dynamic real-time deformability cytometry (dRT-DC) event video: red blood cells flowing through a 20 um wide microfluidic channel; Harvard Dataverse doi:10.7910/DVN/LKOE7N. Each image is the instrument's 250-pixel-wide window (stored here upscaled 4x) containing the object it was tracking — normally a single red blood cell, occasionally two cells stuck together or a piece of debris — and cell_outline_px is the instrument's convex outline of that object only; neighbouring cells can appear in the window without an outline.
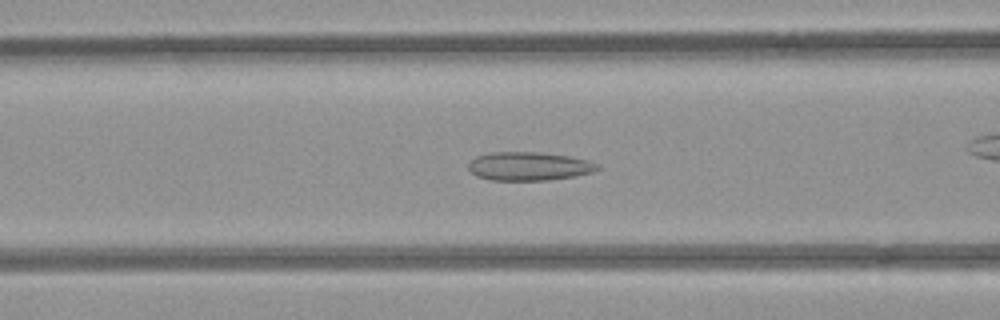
{"species": "common noctule bat (a hibernating species)", "species_latin": "Nyctalus noctula", "temperature_condition": "room temperature", "stored_images_in_passage": 50, "camera_frame_rate_fps": 3000, "um_per_image_px": 0.085, "animal": {"sex": "female", "body_mass_g": 21.9}, "frame": {"image": 1, "passage_image": 17, "time_ms": 5.333, "image_size_px": [1000, 320], "cell_outline_px": [[600, 168], [592, 172], [572, 176], [548, 180], [492, 180], [476, 176], [468, 168], [468, 164], [476, 156], [492, 152], [540, 152], [568, 156], [588, 160], [600, 164]], "centroid_in_image_um": [44.96, 14.12], "position_along_channel_um": 121.6, "area_um2": 21.39}}
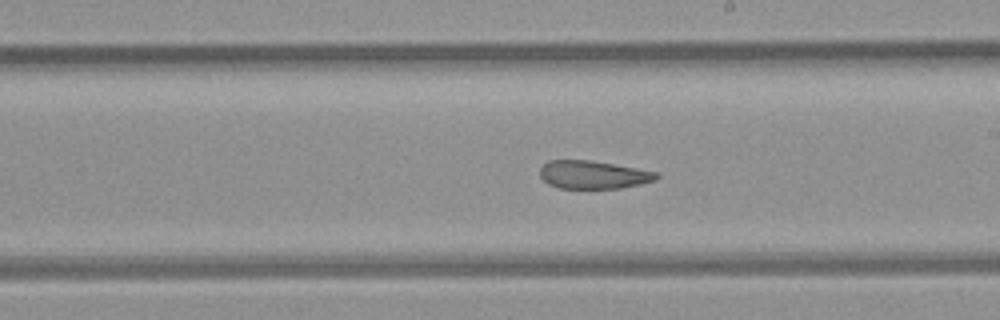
{"frame": {"image": 2, "passage_image": 26, "time_ms": 8.333, "image_size_px": [1000, 320], "cell_outline_px": [[660, 176], [656, 180], [640, 184], [620, 188], [556, 188], [548, 184], [540, 176], [540, 168], [548, 160], [588, 160], [636, 168], [656, 172]], "centroid_in_image_um": [50.4, 14.85], "position_along_channel_um": 238.6, "area_um2": 18.96}}
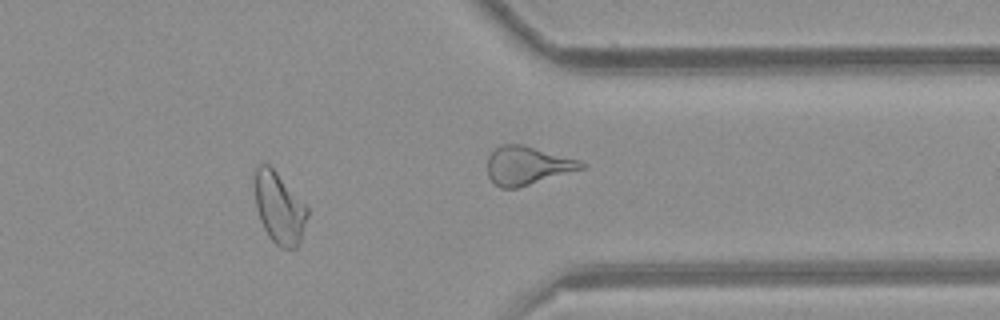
{"frame": {"image": 3, "passage_image": 39, "time_ms": 12.667, "image_size_px": [1000, 320], "cell_outline_px": [[308, 216], [300, 244], [296, 248], [280, 248], [268, 236], [260, 220], [256, 208], [256, 164], [260, 160], [268, 164], [276, 172], [308, 208]], "centroid_in_image_um": [23.74, 17.7], "position_along_channel_um": 387.7, "area_um2": 21.73}, "authors_computed_cell_mechanics": {"area_um2": 22.6576, "velocity_mm_per_s": 3.8954, "shape_relaxation_time_tau1_ms": null, "shape_relaxation_time_tau2_ms": 2.6738, "deformation_change_tau1": null, "deformation_change_tau2": 0.0953}}